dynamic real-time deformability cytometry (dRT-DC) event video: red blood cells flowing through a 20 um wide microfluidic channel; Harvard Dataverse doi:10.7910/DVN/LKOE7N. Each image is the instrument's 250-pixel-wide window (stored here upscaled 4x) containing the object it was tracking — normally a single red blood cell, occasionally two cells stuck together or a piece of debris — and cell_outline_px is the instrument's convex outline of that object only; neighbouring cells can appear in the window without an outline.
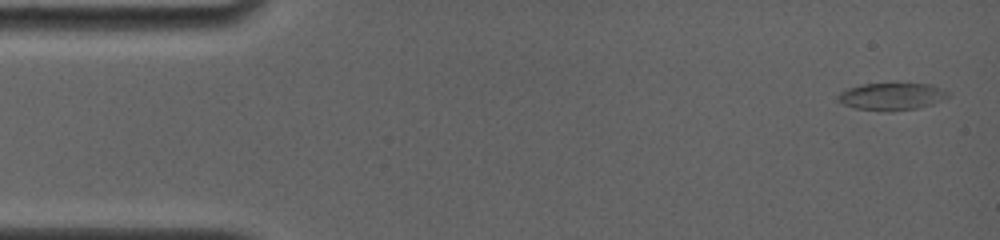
{"species": "common noctule bat (a hibernating species)", "species_latin": "Nyctalus noctula", "temperature_condition": "room temperature", "stored_images_in_passage": 14, "camera_frame_rate_fps": 4000, "um_per_image_px": 0.085, "animal": {"sex": "female", "body_mass_g": 19.0, "forearm_length_mm": 56.7}, "frame": {"image": 1, "passage_image": 1, "time_ms": 0.0, "image_size_px": [1000, 240], "cell_outline_px": [[948, 96], [932, 104], [916, 108], [856, 108], [844, 104], [836, 100], [836, 96], [840, 92], [848, 88], [864, 84], [932, 84], [948, 92]], "centroid_in_image_um": [75.77, 8.15], "position_along_channel_um": 9.2, "area_um2": 16.42}}
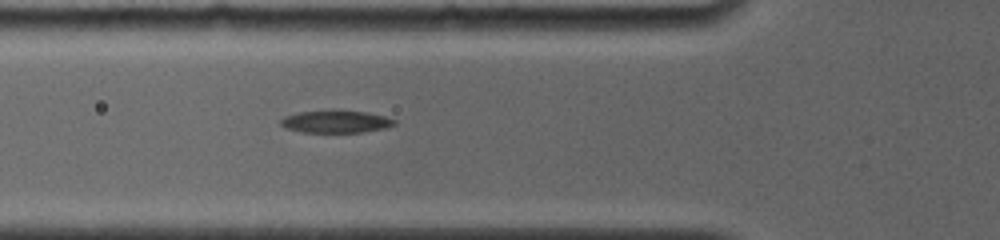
{"frame": {"image": 2, "passage_image": 9, "time_ms": 5.25, "image_size_px": [1000, 240], "cell_outline_px": [[396, 124], [388, 128], [364, 132], [304, 132], [288, 128], [280, 124], [280, 120], [284, 116], [300, 112], [364, 112], [384, 116], [396, 120]], "centroid_in_image_um": [28.6, 10.37], "position_along_channel_um": 97.2, "area_um2": 14.28}}
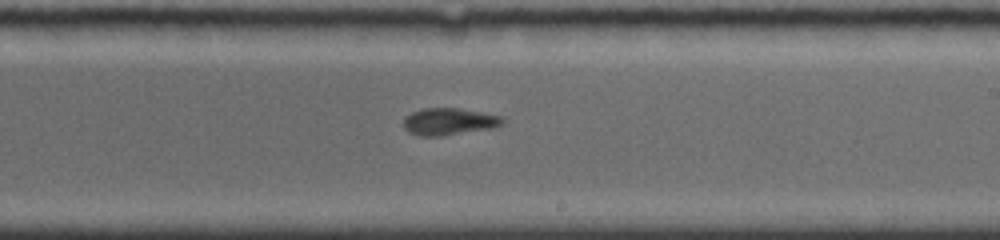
{"frame": {"image": 3, "passage_image": 14, "time_ms": 9.25, "image_size_px": [1000, 240], "cell_outline_px": [[504, 124], [492, 128], [440, 136], [420, 136], [408, 132], [404, 128], [404, 116], [412, 112], [424, 108], [460, 108], [484, 112], [504, 116]], "centroid_in_image_um": [38.19, 10.32], "position_along_channel_um": 250.8, "area_um2": 15.78}}